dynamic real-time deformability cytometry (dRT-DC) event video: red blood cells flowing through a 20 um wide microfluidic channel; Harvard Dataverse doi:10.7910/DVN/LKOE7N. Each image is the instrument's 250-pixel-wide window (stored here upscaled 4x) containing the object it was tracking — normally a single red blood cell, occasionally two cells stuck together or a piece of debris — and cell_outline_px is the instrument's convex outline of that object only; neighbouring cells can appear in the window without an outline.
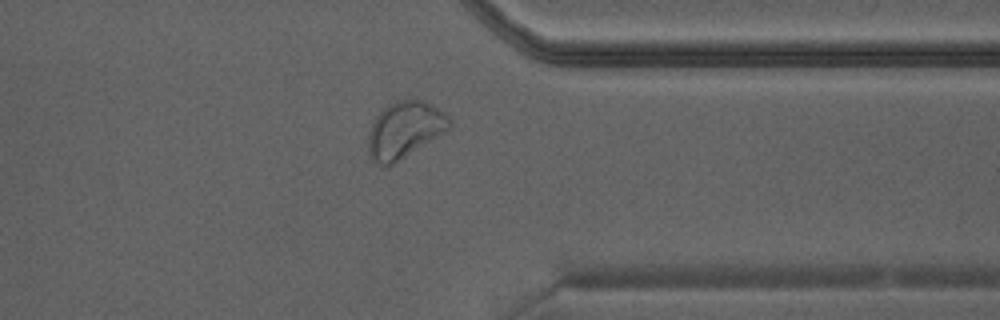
{"species": "Egyptian fruit bat (a non-hibernating species)", "species_latin": "Rousettus aegyptiacus", "temperature_condition": "warm", "stored_images_in_passage": 23, "camera_frame_rate_fps": 3000, "um_per_image_px": 0.085, "animal": {"sex": "male"}, "frame": {"image": 1, "passage_image": 17, "time_ms": 5.333, "image_size_px": [1000, 320], "cell_outline_px": [[452, 128], [448, 132], [388, 168], [384, 168], [368, 156], [368, 132], [376, 116], [388, 104], [396, 100], [424, 100], [444, 112], [448, 116], [452, 124]], "centroid_in_image_um": [34.42, 11.08], "position_along_channel_um": 377.0, "area_um2": 27.46}}